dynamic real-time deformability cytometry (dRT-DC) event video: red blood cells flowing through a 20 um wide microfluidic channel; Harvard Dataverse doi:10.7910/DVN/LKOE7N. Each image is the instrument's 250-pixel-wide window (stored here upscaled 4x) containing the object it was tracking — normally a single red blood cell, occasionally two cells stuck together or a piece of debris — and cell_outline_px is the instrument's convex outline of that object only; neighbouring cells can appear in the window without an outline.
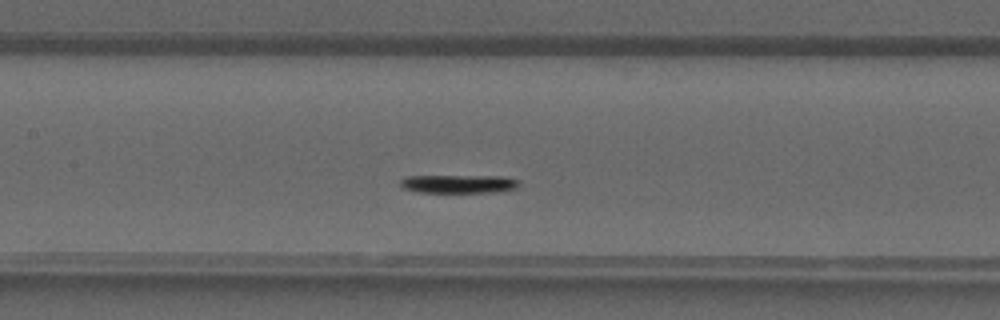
{"species": "common noctule bat (a hibernating species)", "species_latin": "Nyctalus noctula", "temperature_condition": "warm", "stored_images_in_passage": 36, "camera_frame_rate_fps": 3000, "um_per_image_px": 0.085, "animal": {"sex": "male", "forearm_length_mm": 52.5}, "frame": {"image": 1, "passage_image": 13, "time_ms": 4.0, "image_size_px": [1000, 320], "cell_outline_px": [[520, 184], [516, 188], [496, 192], [420, 192], [404, 188], [400, 184], [400, 180], [408, 176], [504, 176], [520, 180]], "centroid_in_image_um": [39.04, 15.62], "position_along_channel_um": 168.4, "area_um2": 12.66}}
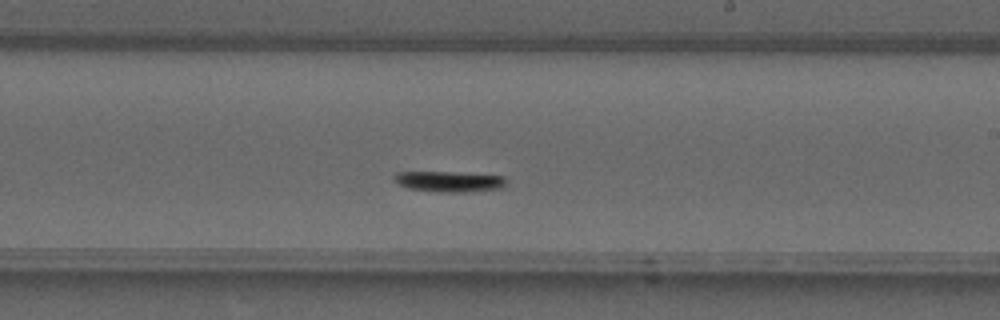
{"frame": {"image": 2, "passage_image": 18, "time_ms": 5.667, "image_size_px": [1000, 320], "cell_outline_px": [[508, 180], [504, 188], [472, 192], [440, 192], [408, 188], [400, 184], [392, 176], [396, 172], [452, 172], [504, 176]], "centroid_in_image_um": [38.26, 15.43], "position_along_channel_um": 250.7, "area_um2": 13.58}}
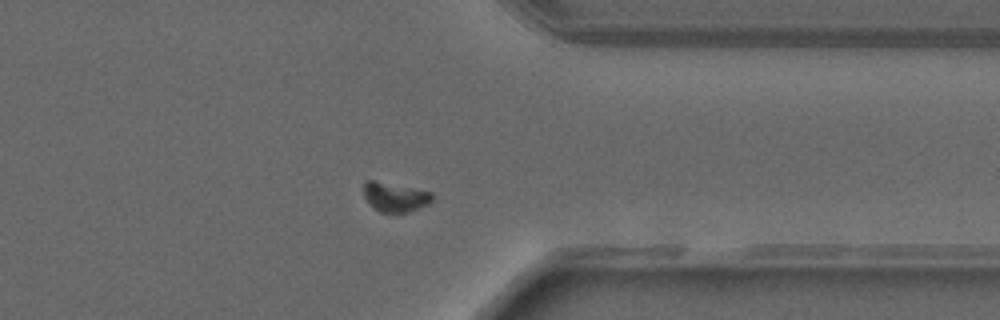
{"frame": {"image": 3, "passage_image": 26, "time_ms": 8.333, "image_size_px": [1000, 320], "cell_outline_px": [[432, 200], [428, 204], [408, 212], [380, 212], [364, 196], [364, 180], [372, 180], [432, 192]], "centroid_in_image_um": [33.58, 16.74], "position_along_channel_um": 377.8, "area_um2": 11.33}}